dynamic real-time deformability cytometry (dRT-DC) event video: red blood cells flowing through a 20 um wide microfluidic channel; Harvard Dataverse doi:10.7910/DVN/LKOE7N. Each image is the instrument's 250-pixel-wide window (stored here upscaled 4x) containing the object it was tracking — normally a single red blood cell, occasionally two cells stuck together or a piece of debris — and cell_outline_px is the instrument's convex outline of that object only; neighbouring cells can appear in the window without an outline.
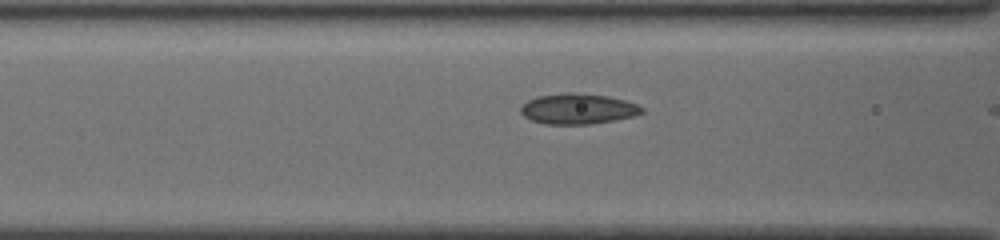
{"species": "common noctule bat (a hibernating species)", "species_latin": "Nyctalus noctula", "temperature_condition": "cold", "stored_images_in_passage": 8, "camera_frame_rate_fps": 3000, "um_per_image_px": 0.085, "animal": {"sex": "female", "body_mass_g": 19.5, "forearm_length_mm": 54.1}, "frame": {"image": 1, "passage_image": 6, "time_ms": 1.667, "image_size_px": [1000, 240], "cell_outline_px": [[644, 112], [632, 116], [612, 120], [588, 124], [544, 124], [532, 120], [524, 116], [520, 112], [520, 108], [528, 100], [536, 96], [568, 92], [572, 92], [608, 96], [624, 100], [636, 104], [644, 108]], "centroid_in_image_um": [49.1, 9.24], "position_along_channel_um": 117.5, "area_um2": 21.39}}